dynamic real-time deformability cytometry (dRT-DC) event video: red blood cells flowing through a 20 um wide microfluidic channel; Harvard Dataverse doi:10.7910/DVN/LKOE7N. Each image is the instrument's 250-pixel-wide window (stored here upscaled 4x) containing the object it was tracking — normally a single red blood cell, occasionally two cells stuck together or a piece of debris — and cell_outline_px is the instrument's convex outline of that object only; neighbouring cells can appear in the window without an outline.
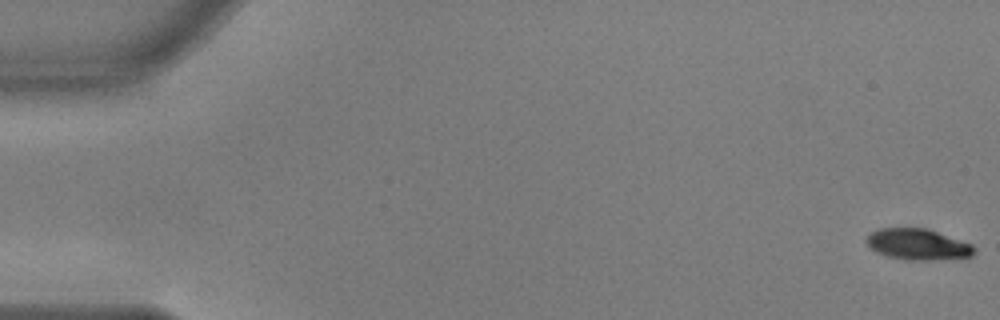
{"species": "common noctule bat (a hibernating species)", "species_latin": "Nyctalus noctula", "temperature_condition": "warm", "stored_images_in_passage": 56, "camera_frame_rate_fps": 3000, "um_per_image_px": 0.085, "animal": {"sex": "male", "body_mass_g": 17.9, "forearm_length_mm": 54.2}, "frame": {"image": 1, "passage_image": 1, "time_ms": 0.0, "image_size_px": [1000, 320], "cell_outline_px": [[976, 252], [972, 256], [928, 260], [904, 260], [884, 256], [868, 248], [864, 240], [872, 232], [880, 228], [928, 228], [972, 244], [976, 248]], "centroid_in_image_um": [77.98, 20.77], "position_along_channel_um": 7.0, "area_um2": 19.77}}
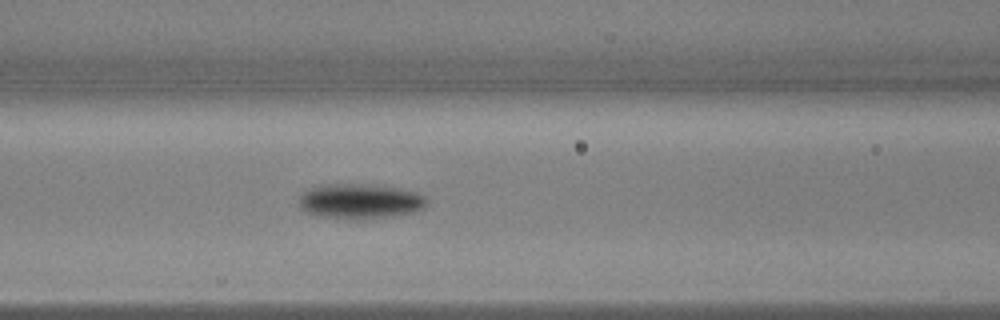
{"frame": {"image": 2, "passage_image": 24, "time_ms": 7.667, "image_size_px": [1000, 320], "cell_outline_px": [[428, 200], [424, 208], [392, 216], [364, 220], [356, 220], [324, 216], [304, 212], [300, 208], [300, 196], [304, 192], [312, 188], [336, 184], [348, 184], [392, 188], [416, 192], [424, 196]], "centroid_in_image_um": [30.59, 17.14], "position_along_channel_um": 136.0, "area_um2": 25.32}}
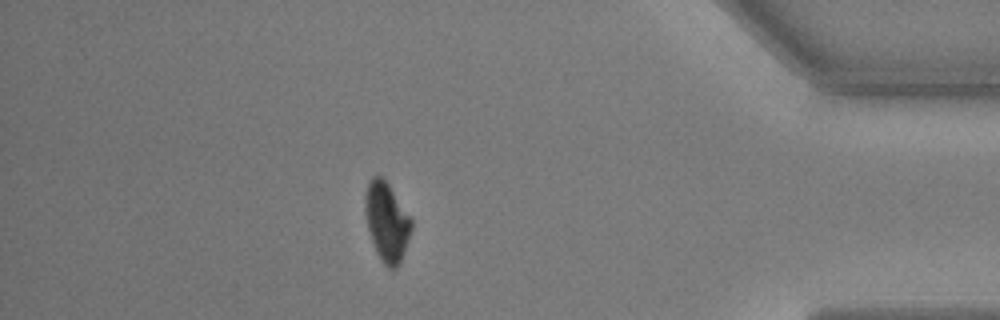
{"frame": {"image": 3, "passage_image": 49, "time_ms": 16.0, "image_size_px": [1000, 320], "cell_outline_px": [[412, 228], [400, 264], [396, 268], [388, 268], [380, 260], [372, 244], [364, 212], [364, 196], [368, 184], [372, 176], [380, 176], [388, 184], [412, 220]], "centroid_in_image_um": [32.85, 18.88], "position_along_channel_um": 402.4, "area_um2": 21.21}, "authors_computed_cell_mechanics": {"area_um2": 22.2241, "velocity_mm_per_s": 3.6621, "shape_relaxation_time_tau1_ms": 2.1733, "shape_relaxation_time_tau2_ms": null, "deformation_change_tau1": 0.1484, "deformation_change_tau2": null}}